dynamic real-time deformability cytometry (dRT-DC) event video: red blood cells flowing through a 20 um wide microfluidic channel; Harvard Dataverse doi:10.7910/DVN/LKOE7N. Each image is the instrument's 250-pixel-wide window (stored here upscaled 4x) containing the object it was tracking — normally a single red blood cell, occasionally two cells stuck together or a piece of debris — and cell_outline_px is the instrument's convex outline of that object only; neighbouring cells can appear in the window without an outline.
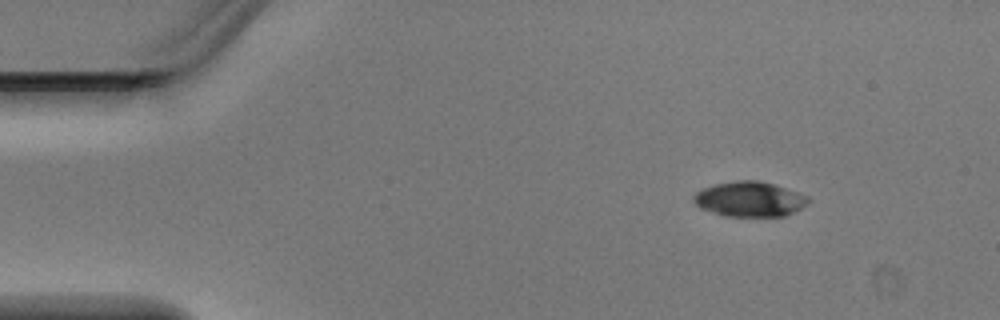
{"species": "Egyptian fruit bat (a non-hibernating species)", "species_latin": "Rousettus aegyptiacus", "temperature_condition": "warm", "stored_images_in_passage": 2, "camera_frame_rate_fps": 3000, "um_per_image_px": 0.085, "animal": {"sex": "male"}, "frame": {"image": 1, "passage_image": 1, "time_ms": 0.0, "image_size_px": [1000, 320], "cell_outline_px": [[812, 200], [808, 204], [784, 216], [724, 216], [700, 208], [692, 200], [692, 196], [696, 192], [704, 188], [716, 184], [736, 180], [756, 180], [772, 184], [808, 196]], "centroid_in_image_um": [63.7, 16.93], "position_along_channel_um": 21.3, "area_um2": 23.24}}